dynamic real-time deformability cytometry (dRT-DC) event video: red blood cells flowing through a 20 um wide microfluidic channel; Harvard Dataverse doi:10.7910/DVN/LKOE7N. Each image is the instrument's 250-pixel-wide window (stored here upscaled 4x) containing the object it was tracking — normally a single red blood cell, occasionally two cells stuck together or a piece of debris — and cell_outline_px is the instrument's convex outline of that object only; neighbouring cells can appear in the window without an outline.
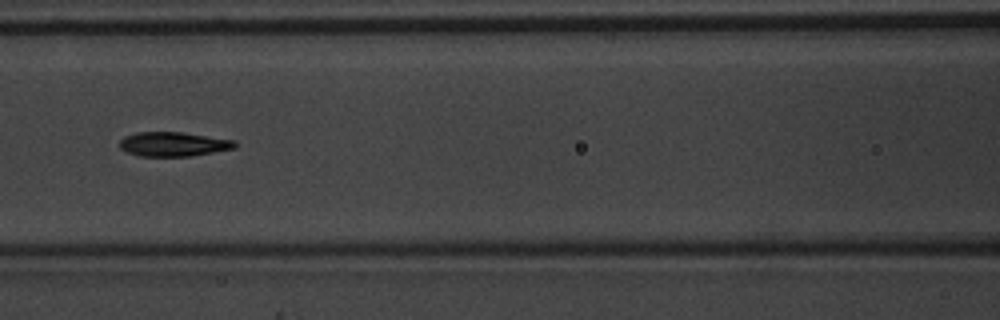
{"species": "common noctule bat (a hibernating species)", "species_latin": "Nyctalus noctula", "temperature_condition": "warm", "stored_images_in_passage": 4, "camera_frame_rate_fps": 3000, "um_per_image_px": 0.085, "animal": {"sex": "male", "body_mass_g": 20.1, "forearm_length_mm": 53.5}, "frame": {"image": 1, "passage_image": 4, "time_ms": 1.0, "image_size_px": [1000, 320], "cell_outline_px": [[236, 148], [192, 156], [140, 156], [128, 152], [120, 148], [120, 140], [124, 136], [136, 132], [180, 132], [236, 140]], "centroid_in_image_um": [14.75, 12.25], "position_along_channel_um": 151.9, "area_um2": 16.36}}